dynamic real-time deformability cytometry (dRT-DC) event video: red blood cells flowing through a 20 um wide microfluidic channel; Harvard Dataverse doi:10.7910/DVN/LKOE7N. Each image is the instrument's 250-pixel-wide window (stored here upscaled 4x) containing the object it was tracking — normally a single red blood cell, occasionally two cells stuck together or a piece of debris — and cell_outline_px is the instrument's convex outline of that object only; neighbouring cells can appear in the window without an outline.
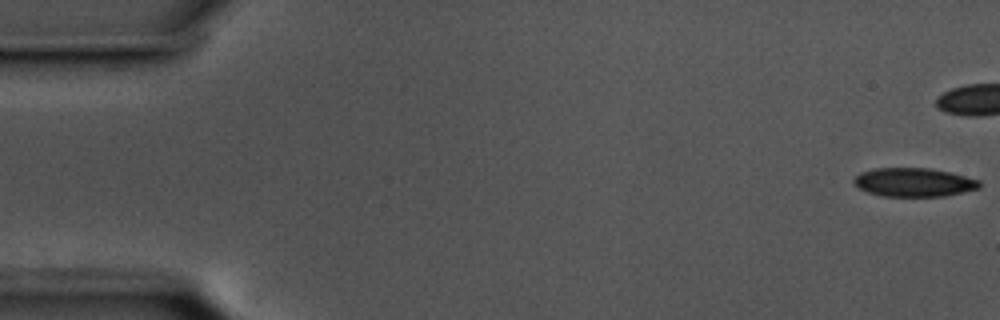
{"species": "common noctule bat (a hibernating species)", "species_latin": "Nyctalus noctula", "temperature_condition": "cold", "stored_images_in_passage": 8, "camera_frame_rate_fps": 3000, "um_per_image_px": 0.085, "animal": {"sex": "male", "body_mass_g": 17.5, "forearm_length_mm": 52.3}, "frame": {"image": 1, "passage_image": 1, "time_ms": 0.0, "image_size_px": [1000, 320], "cell_outline_px": [[980, 188], [964, 192], [944, 196], [884, 196], [868, 192], [860, 188], [852, 180], [860, 172], [876, 168], [932, 168], [980, 180]], "centroid_in_image_um": [77.69, 15.49], "position_along_channel_um": 7.3, "area_um2": 20.87}}